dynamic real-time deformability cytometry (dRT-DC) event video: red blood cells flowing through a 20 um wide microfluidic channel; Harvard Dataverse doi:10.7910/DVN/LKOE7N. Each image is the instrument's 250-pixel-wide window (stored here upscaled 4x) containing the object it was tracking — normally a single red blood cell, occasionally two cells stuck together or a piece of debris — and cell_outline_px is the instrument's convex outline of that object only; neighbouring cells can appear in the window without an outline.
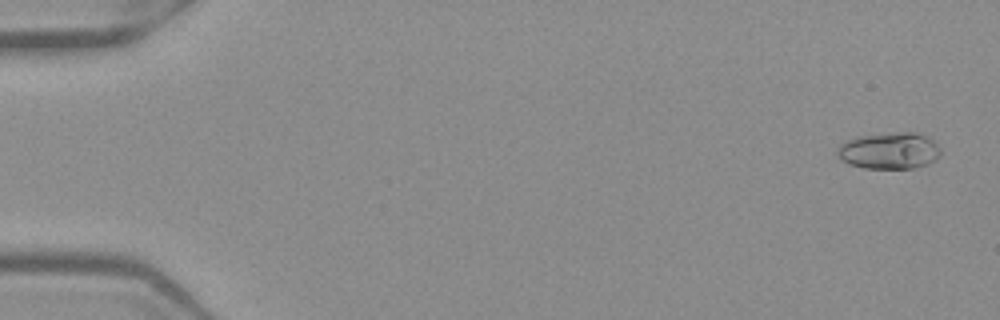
{"species": "Egyptian fruit bat (a non-hibernating species)", "species_latin": "Rousettus aegyptiacus", "temperature_condition": "warm", "stored_images_in_passage": 52, "camera_frame_rate_fps": 3000, "um_per_image_px": 0.085, "frame": {"image": 1, "passage_image": 2, "time_ms": 0.333, "image_size_px": [1000, 320], "cell_outline_px": [[940, 156], [936, 160], [928, 164], [912, 168], [864, 168], [848, 164], [836, 152], [840, 144], [856, 136], [896, 132], [916, 132], [932, 140], [940, 148]], "centroid_in_image_um": [75.6, 12.81], "position_along_channel_um": 9.4, "area_um2": 21.96}}
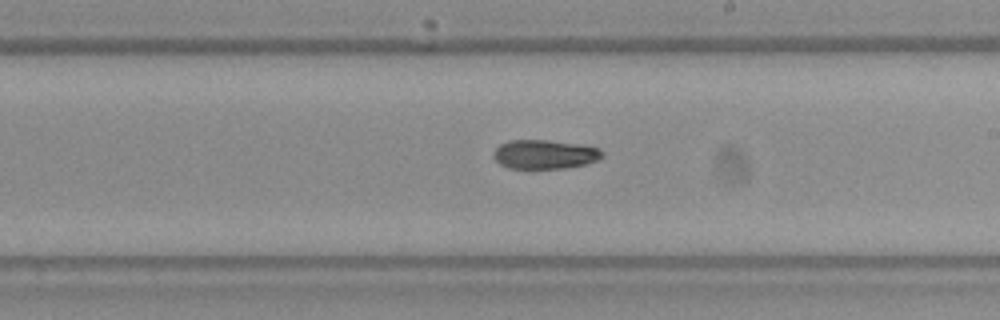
{"frame": {"image": 2, "passage_image": 31, "time_ms": 10.0, "image_size_px": [1000, 320], "cell_outline_px": [[604, 156], [600, 160], [568, 168], [508, 168], [500, 164], [492, 156], [492, 152], [500, 144], [508, 140], [548, 140], [576, 144], [600, 148], [604, 152]], "centroid_in_image_um": [46.3, 13.12], "position_along_channel_um": 242.7, "area_um2": 18.55}}
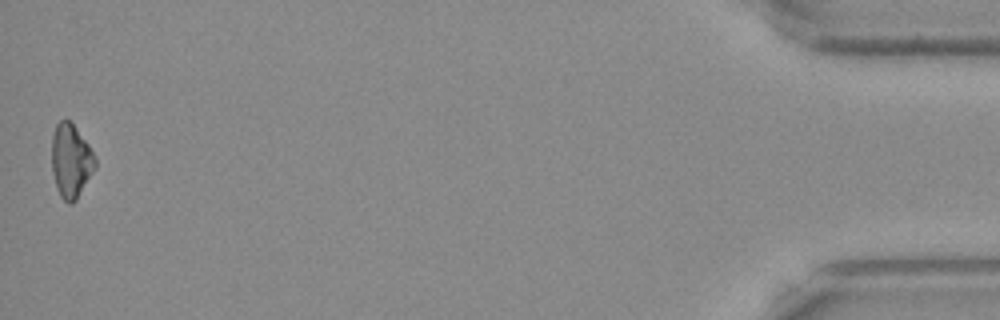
{"frame": {"image": 3, "passage_image": 52, "time_ms": 17.0, "image_size_px": [1000, 320], "cell_outline_px": [[96, 168], [76, 200], [72, 204], [68, 204], [60, 196], [56, 188], [52, 172], [52, 136], [56, 124], [60, 120], [68, 120], [72, 124], [88, 144], [96, 156]], "centroid_in_image_um": [6.03, 13.71], "position_along_channel_um": 429.2, "area_um2": 18.73}}